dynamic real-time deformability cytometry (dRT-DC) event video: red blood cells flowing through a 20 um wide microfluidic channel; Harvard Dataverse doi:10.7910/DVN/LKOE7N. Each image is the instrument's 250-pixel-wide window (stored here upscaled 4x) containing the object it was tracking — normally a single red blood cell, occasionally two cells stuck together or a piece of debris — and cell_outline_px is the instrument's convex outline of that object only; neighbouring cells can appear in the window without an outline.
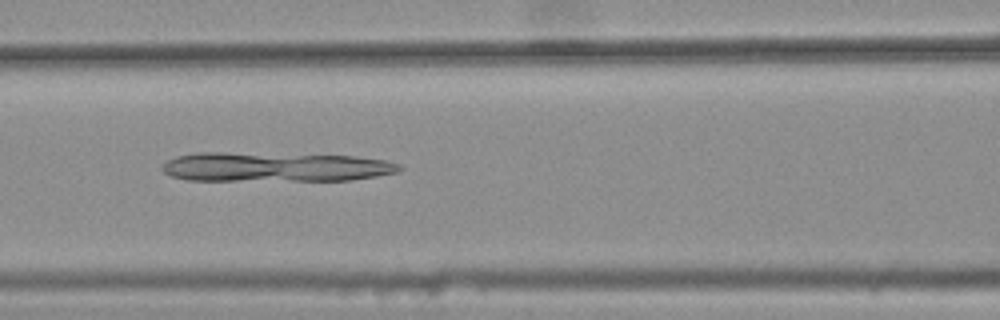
{"species": "common noctule bat (a hibernating species)", "species_latin": "Nyctalus noctula", "temperature_condition": "warm", "stored_images_in_passage": 46, "camera_frame_rate_fps": 3000, "um_per_image_px": 0.085, "animal": {"sex": "female", "body_mass_g": 25.1}, "frame": {"image": 1, "passage_image": 22, "time_ms": 7.0, "image_size_px": [1000, 320], "cell_outline_px": [[404, 168], [396, 172], [376, 176], [352, 180], [188, 180], [172, 176], [164, 172], [160, 168], [168, 160], [176, 156], [196, 152], [220, 152], [356, 156], [388, 160], [400, 164]], "centroid_in_image_um": [23.4, 14.18], "position_along_channel_um": 143.2, "area_um2": 40.75}}
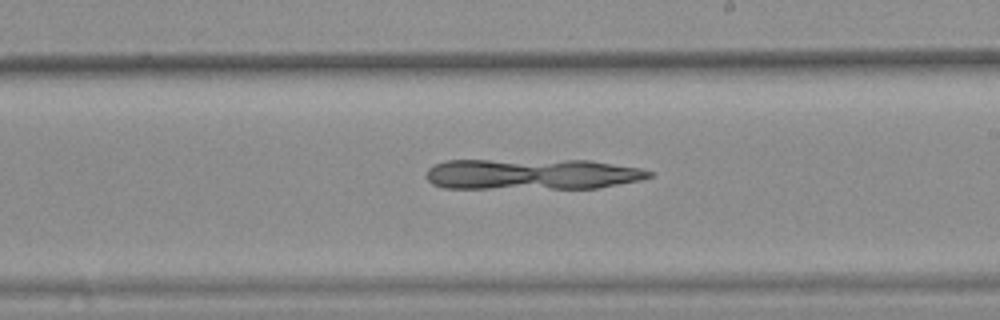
{"frame": {"image": 2, "passage_image": 30, "time_ms": 9.667, "image_size_px": [1000, 320], "cell_outline_px": [[652, 176], [640, 180], [600, 188], [444, 188], [432, 184], [424, 176], [428, 168], [432, 164], [448, 160], [588, 160], [640, 168], [652, 172]], "centroid_in_image_um": [45.17, 14.8], "position_along_channel_um": 243.8, "area_um2": 40.34}}
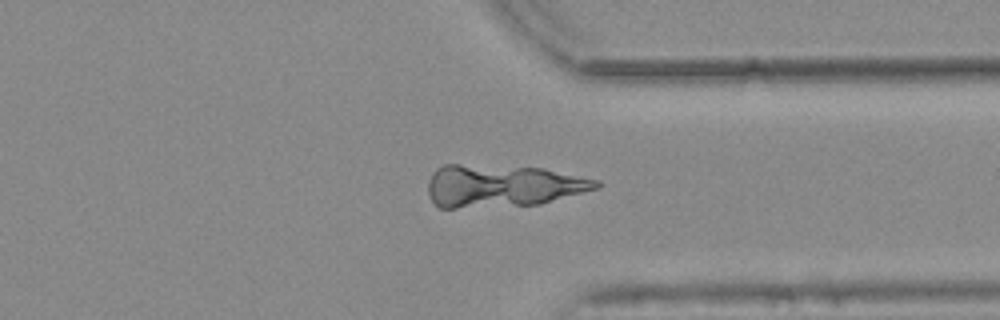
{"frame": {"image": 3, "passage_image": 40, "time_ms": 13.0, "image_size_px": [1000, 320], "cell_outline_px": [[604, 184], [600, 188], [540, 204], [456, 208], [440, 208], [432, 200], [428, 192], [428, 184], [432, 172], [436, 168], [444, 164], [460, 164], [544, 168], [600, 180]], "centroid_in_image_um": [42.74, 15.79], "position_along_channel_um": 368.7, "area_um2": 41.85}}